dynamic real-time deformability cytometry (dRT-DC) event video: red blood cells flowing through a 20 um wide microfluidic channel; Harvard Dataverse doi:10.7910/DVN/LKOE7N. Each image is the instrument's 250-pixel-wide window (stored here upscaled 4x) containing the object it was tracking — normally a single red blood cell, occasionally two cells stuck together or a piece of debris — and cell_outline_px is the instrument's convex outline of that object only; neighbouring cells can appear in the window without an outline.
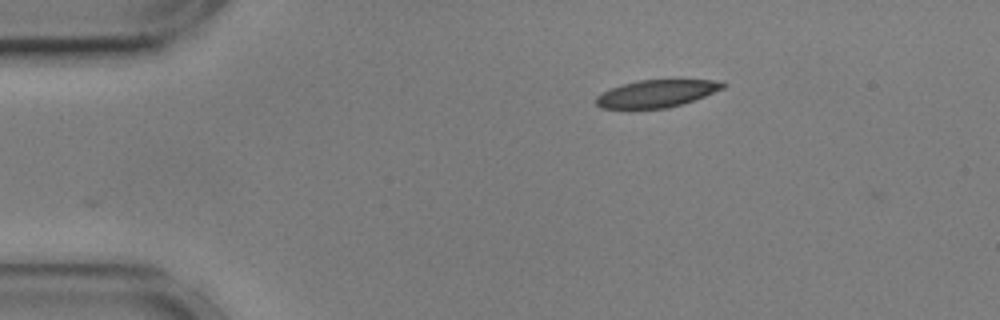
{"species": "common noctule bat (a hibernating species)", "species_latin": "Nyctalus noctula", "temperature_condition": "cold", "stored_images_in_passage": 35, "camera_frame_rate_fps": 3000, "um_per_image_px": 0.085, "animal": {"sex": "male", "body_mass_g": 17.9, "forearm_length_mm": 54.2}, "frame": {"image": 1, "passage_image": 1, "time_ms": 0.0, "image_size_px": [1000, 320], "cell_outline_px": [[728, 84], [724, 88], [704, 96], [668, 108], [600, 108], [596, 104], [596, 96], [612, 88], [624, 84], [640, 80], [712, 80]], "centroid_in_image_um": [55.81, 7.95], "position_along_channel_um": 29.2, "area_um2": 19.77}}
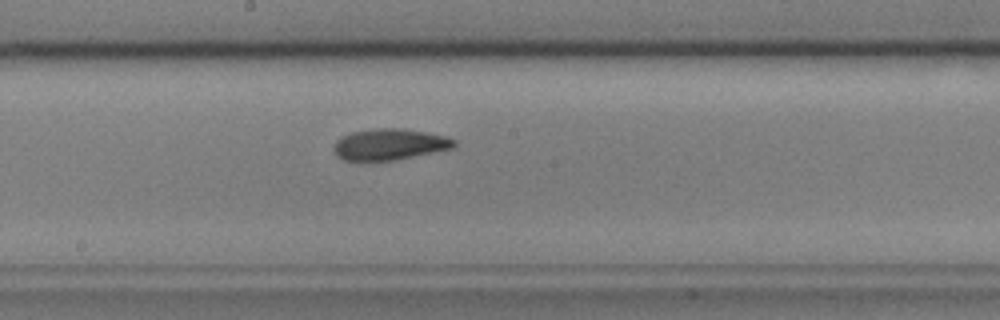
{"frame": {"image": 2, "passage_image": 21, "time_ms": 6.667, "image_size_px": [1000, 320], "cell_outline_px": [[456, 144], [452, 148], [396, 160], [344, 160], [336, 156], [332, 148], [336, 140], [340, 136], [352, 132], [380, 128], [400, 128], [424, 132], [444, 136], [456, 140]], "centroid_in_image_um": [33.06, 12.27], "position_along_channel_um": 215.1, "area_um2": 21.73}}
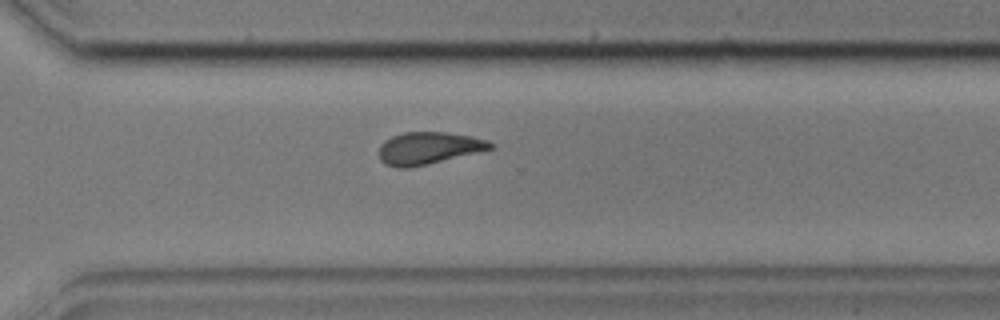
{"frame": {"image": 3, "passage_image": 31, "time_ms": 10.0, "image_size_px": [1000, 320], "cell_outline_px": [[492, 148], [428, 164], [408, 168], [396, 168], [384, 164], [380, 160], [380, 144], [384, 140], [392, 136], [404, 132], [444, 132], [472, 136], [488, 140], [492, 144]], "centroid_in_image_um": [36.37, 12.59], "position_along_channel_um": 334.2, "area_um2": 20.75}, "authors_computed_cell_mechanics": {"area_um2": 21.7906, "velocity_mm_per_s": 3.5799, "shape_relaxation_time_tau1_ms": 4.7648, "shape_relaxation_time_tau2_ms": 4.6447, "deformation_change_tau1": 0.1183, "deformation_change_tau2": 0.1111}}